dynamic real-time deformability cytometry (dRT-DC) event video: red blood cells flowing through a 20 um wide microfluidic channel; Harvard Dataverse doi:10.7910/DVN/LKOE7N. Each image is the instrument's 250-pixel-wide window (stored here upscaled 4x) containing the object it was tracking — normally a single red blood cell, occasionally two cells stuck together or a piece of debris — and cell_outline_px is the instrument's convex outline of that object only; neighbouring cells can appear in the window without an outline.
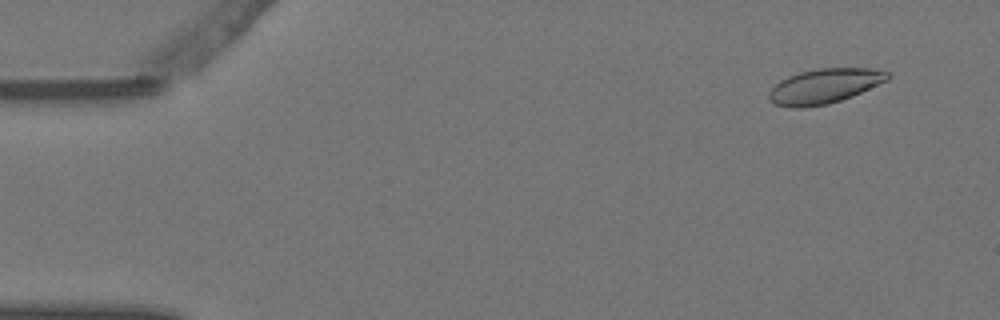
{"species": "Egyptian fruit bat (a non-hibernating species)", "species_latin": "Rousettus aegyptiacus", "temperature_condition": "warm", "stored_images_in_passage": 5, "camera_frame_rate_fps": 3000, "um_per_image_px": 0.085, "animal": {"sex": "female"}, "frame": {"image": 1, "passage_image": 1, "time_ms": 0.0, "image_size_px": [1000, 320], "cell_outline_px": [[888, 80], [852, 96], [828, 104], [804, 108], [792, 108], [776, 104], [768, 96], [768, 92], [780, 80], [788, 76], [800, 72], [816, 68], [868, 68], [888, 72]], "centroid_in_image_um": [70.05, 7.32], "position_along_channel_um": 14.9, "area_um2": 23.87}}
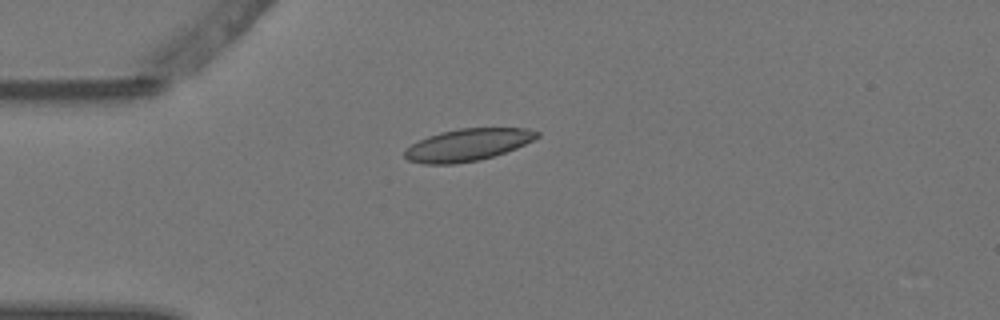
{"frame": {"image": 2, "passage_image": 4, "time_ms": 1.0, "image_size_px": [1000, 320], "cell_outline_px": [[540, 136], [516, 148], [480, 160], [456, 164], [424, 164], [408, 160], [404, 156], [404, 152], [412, 144], [428, 136], [440, 132], [460, 128], [528, 128], [540, 132]], "centroid_in_image_um": [39.76, 12.31], "position_along_channel_um": 45.2, "area_um2": 24.68}}